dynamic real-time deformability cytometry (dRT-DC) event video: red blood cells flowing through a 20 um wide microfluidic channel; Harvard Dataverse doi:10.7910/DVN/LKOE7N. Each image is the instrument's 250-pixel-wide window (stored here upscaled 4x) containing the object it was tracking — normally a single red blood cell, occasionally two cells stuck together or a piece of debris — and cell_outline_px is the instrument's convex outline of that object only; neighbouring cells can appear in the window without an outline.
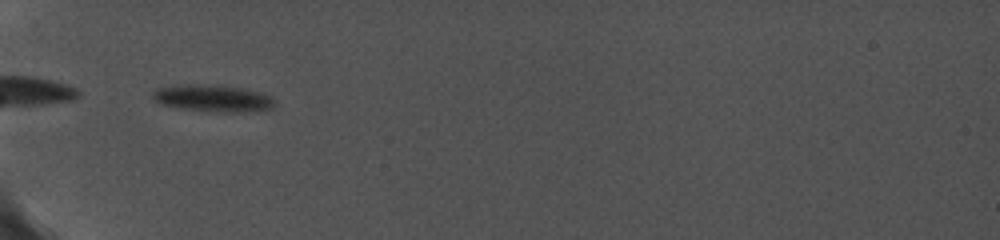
{"species": "common noctule bat (a hibernating species)", "species_latin": "Nyctalus noctula", "temperature_condition": "cold", "stored_images_in_passage": 42, "camera_frame_rate_fps": 5000, "um_per_image_px": 0.085, "animal": {"sex": "female", "body_mass_g": 19.0, "forearm_length_mm": 56.7}, "frame": {"image": 1, "passage_image": 1, "time_ms": 0.0, "image_size_px": [1000, 240], "cell_outline_px": [[276, 104], [272, 108], [232, 112], [224, 112], [180, 108], [164, 104], [156, 100], [152, 96], [152, 92], [156, 88], [184, 84], [204, 84], [240, 88], [256, 92], [268, 96]], "centroid_in_image_um": [18.02, 8.34], "position_along_channel_um": 67.0, "area_um2": 18.44}}
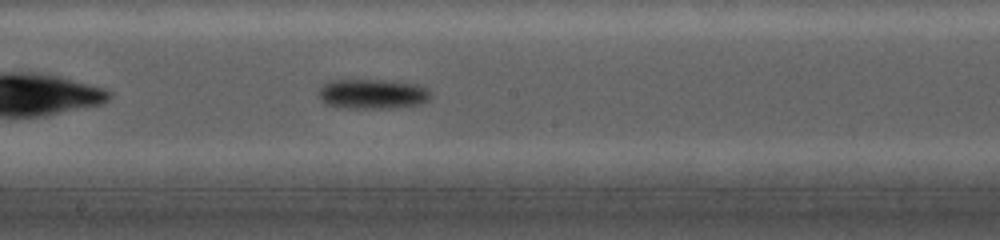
{"frame": {"image": 2, "passage_image": 18, "time_ms": 4.2, "image_size_px": [1000, 240], "cell_outline_px": [[432, 96], [424, 104], [392, 108], [348, 108], [324, 104], [320, 96], [320, 88], [328, 80], [384, 80], [416, 84], [428, 88], [432, 92]], "centroid_in_image_um": [31.72, 7.99], "position_along_channel_um": 216.5, "area_um2": 19.65}}
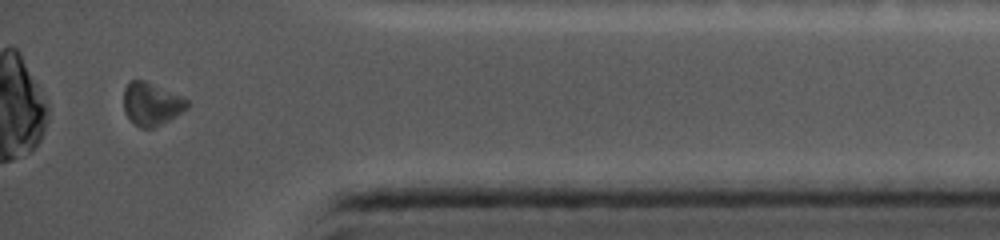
{"frame": {"image": 3, "passage_image": 39, "time_ms": 9.8, "image_size_px": [1000, 240], "cell_outline_px": [[188, 108], [176, 116], [152, 128], [140, 128], [124, 112], [124, 88], [128, 80], [144, 80], [180, 96], [188, 100]], "centroid_in_image_um": [12.85, 8.82], "position_along_channel_um": 422.4, "area_um2": 15.61}}